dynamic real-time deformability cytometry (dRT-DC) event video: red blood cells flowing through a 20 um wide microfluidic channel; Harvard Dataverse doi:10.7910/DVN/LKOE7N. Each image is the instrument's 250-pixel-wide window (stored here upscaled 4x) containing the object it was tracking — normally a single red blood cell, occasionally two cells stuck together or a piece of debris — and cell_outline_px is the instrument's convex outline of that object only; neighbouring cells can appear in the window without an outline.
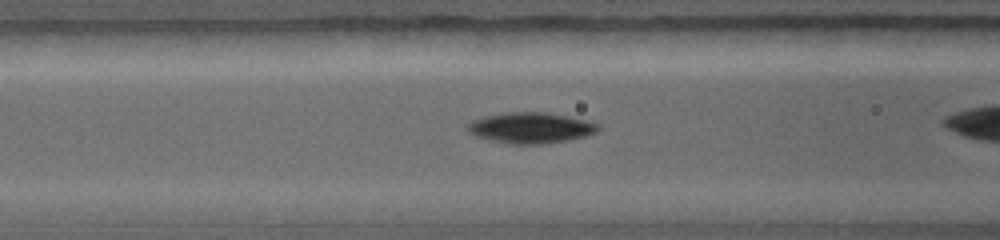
{"species": "common noctule bat (a hibernating species)", "species_latin": "Nyctalus noctula", "temperature_condition": "warm", "stored_images_in_passage": 6, "camera_frame_rate_fps": 5000, "um_per_image_px": 0.085, "animal": {"sex": "female", "body_mass_g": 19.0, "forearm_length_mm": 56.7}, "frame": {"image": 1, "passage_image": 6, "time_ms": 2.4, "image_size_px": [1000, 240], "cell_outline_px": [[600, 128], [596, 132], [584, 136], [568, 140], [540, 144], [508, 144], [492, 140], [468, 132], [468, 124], [472, 120], [484, 116], [508, 112], [548, 112], [568, 116], [584, 120], [596, 124]], "centroid_in_image_um": [45.1, 10.86], "position_along_channel_um": 121.5, "area_um2": 23.12}}